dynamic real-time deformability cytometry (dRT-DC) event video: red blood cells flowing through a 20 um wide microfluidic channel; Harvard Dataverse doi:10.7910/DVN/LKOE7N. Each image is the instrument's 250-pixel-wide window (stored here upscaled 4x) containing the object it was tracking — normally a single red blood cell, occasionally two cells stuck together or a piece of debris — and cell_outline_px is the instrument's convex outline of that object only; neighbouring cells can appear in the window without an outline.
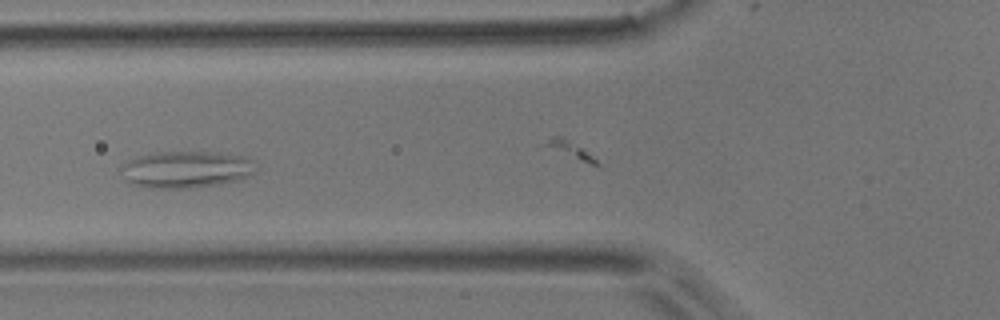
{"species": "common noctule bat (a hibernating species)", "species_latin": "Nyctalus noctula", "temperature_condition": "room temperature", "stored_images_in_passage": 40, "camera_frame_rate_fps": 3000, "um_per_image_px": 0.085, "animal": {"sex": "male", "body_mass_g": 17.9}, "frame": {"image": 1, "passage_image": 4, "time_ms": 1.0, "image_size_px": [1000, 320], "cell_outline_px": [[256, 172], [240, 180], [220, 184], [188, 188], [152, 188], [128, 184], [116, 168], [128, 160], [140, 156], [156, 152], [216, 152], [244, 156], [252, 160]], "centroid_in_image_um": [15.76, 14.41], "position_along_channel_um": 110.0, "area_um2": 29.36}}
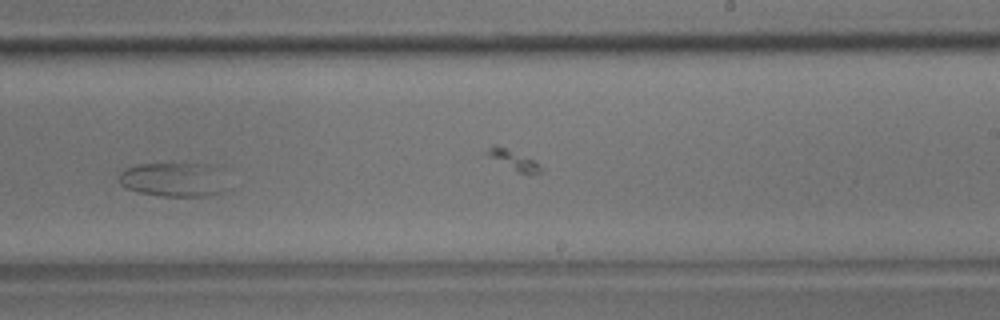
{"frame": {"image": 2, "passage_image": 18, "time_ms": 5.667, "image_size_px": [1000, 320], "cell_outline_px": [[220, 192], [208, 196], [160, 196], [136, 192], [120, 184], [120, 172], [124, 168], [136, 164], [208, 164], [212, 168]], "centroid_in_image_um": [14.5, 15.27], "position_along_channel_um": 274.5, "area_um2": 20.35}}
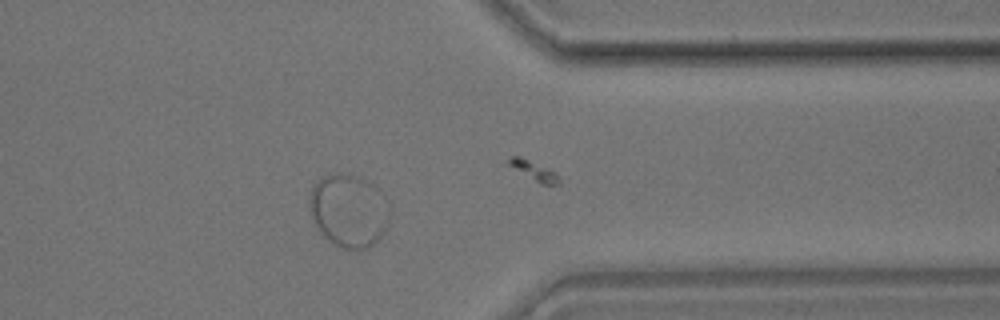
{"frame": {"image": 3, "passage_image": 28, "time_ms": 9.0, "image_size_px": [1000, 320], "cell_outline_px": [[388, 224], [380, 236], [368, 248], [340, 248], [332, 244], [316, 228], [312, 220], [308, 208], [308, 196], [312, 188], [324, 176], [336, 172], [360, 176], [372, 184], [388, 200]], "centroid_in_image_um": [29.6, 17.89], "position_along_channel_um": 381.8, "area_um2": 34.22}}